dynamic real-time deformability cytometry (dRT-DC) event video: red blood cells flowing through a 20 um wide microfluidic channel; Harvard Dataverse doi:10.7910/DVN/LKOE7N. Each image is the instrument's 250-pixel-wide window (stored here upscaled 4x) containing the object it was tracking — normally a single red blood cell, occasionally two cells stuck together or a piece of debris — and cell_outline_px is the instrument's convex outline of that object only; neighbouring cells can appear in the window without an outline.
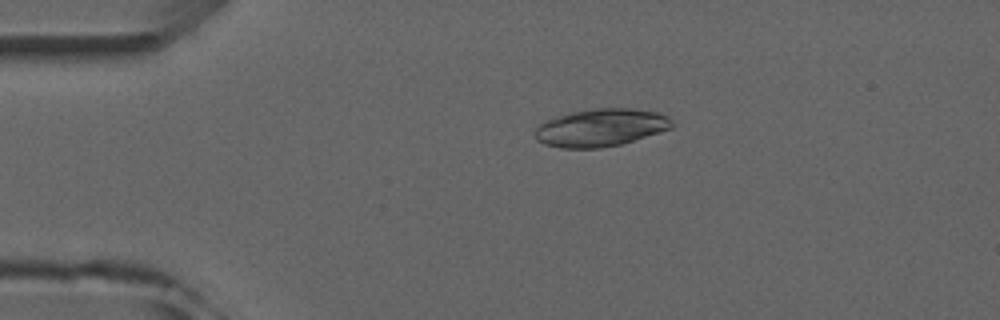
{"species": "common noctule bat (a hibernating species)", "species_latin": "Nyctalus noctula", "temperature_condition": "room temperature", "stored_images_in_passage": 3, "camera_frame_rate_fps": 3000, "um_per_image_px": 0.085, "animal": {"sex": "male", "forearm_length_mm": 52.5}, "frame": {"image": 1, "passage_image": 1, "time_ms": 0.0, "image_size_px": [1000, 320], "cell_outline_px": [[672, 128], [620, 144], [600, 148], [560, 148], [544, 144], [536, 140], [532, 132], [544, 120], [572, 112], [596, 108], [628, 108], [660, 112], [668, 116], [672, 120]], "centroid_in_image_um": [51.03, 10.85], "position_along_channel_um": 34.0, "area_um2": 30.11}}
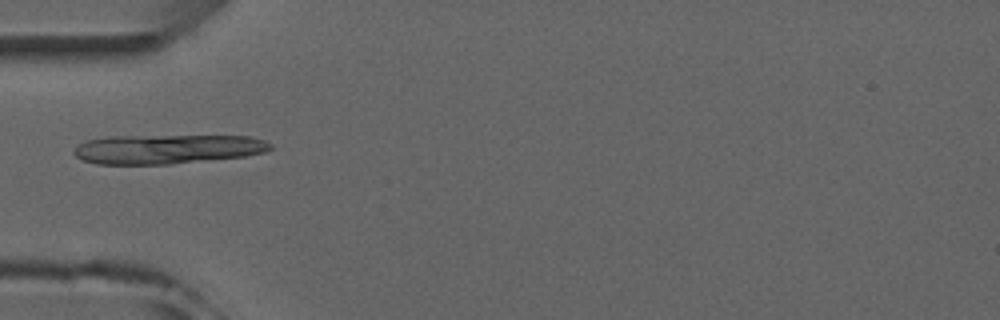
{"frame": {"image": 2, "passage_image": 2, "time_ms": 2.0, "image_size_px": [1000, 320], "cell_outline_px": [[272, 148], [264, 152], [244, 156], [168, 164], [96, 164], [84, 160], [76, 156], [72, 152], [80, 144], [88, 140], [108, 136], [248, 136], [264, 140], [272, 144]], "centroid_in_image_um": [14.22, 12.67], "position_along_channel_um": 70.8, "area_um2": 33.29}}
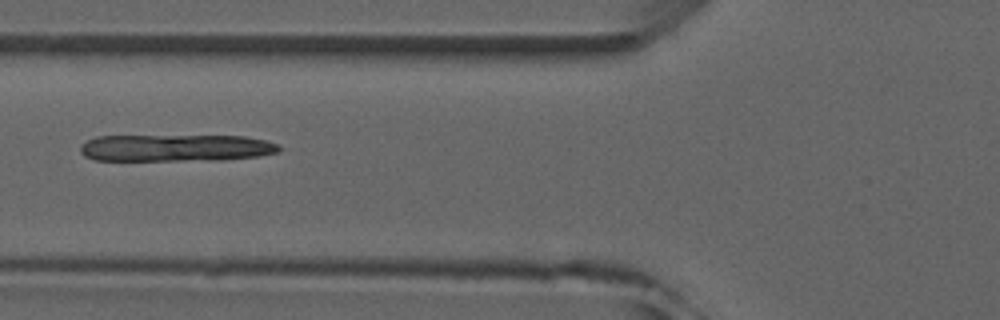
{"frame": {"image": 3, "passage_image": 3, "time_ms": 3.0, "image_size_px": [1000, 320], "cell_outline_px": [[280, 148], [276, 152], [260, 156], [220, 160], [92, 160], [84, 156], [80, 152], [80, 148], [88, 140], [96, 136], [244, 136], [264, 140], [280, 144]], "centroid_in_image_um": [14.94, 12.57], "position_along_channel_um": 110.9, "area_um2": 31.27}}